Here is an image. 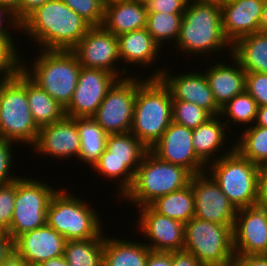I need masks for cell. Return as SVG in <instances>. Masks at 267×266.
Masks as SVG:
<instances>
[{
	"mask_svg": "<svg viewBox=\"0 0 267 266\" xmlns=\"http://www.w3.org/2000/svg\"><path fill=\"white\" fill-rule=\"evenodd\" d=\"M91 27L62 0H50L21 23V33L42 50H72Z\"/></svg>",
	"mask_w": 267,
	"mask_h": 266,
	"instance_id": "cell-1",
	"label": "cell"
},
{
	"mask_svg": "<svg viewBox=\"0 0 267 266\" xmlns=\"http://www.w3.org/2000/svg\"><path fill=\"white\" fill-rule=\"evenodd\" d=\"M176 44L179 51L193 57L206 53L211 55L223 48H229L231 53L232 44L223 32L221 7L188 0Z\"/></svg>",
	"mask_w": 267,
	"mask_h": 266,
	"instance_id": "cell-2",
	"label": "cell"
},
{
	"mask_svg": "<svg viewBox=\"0 0 267 266\" xmlns=\"http://www.w3.org/2000/svg\"><path fill=\"white\" fill-rule=\"evenodd\" d=\"M172 123V96L160 78H145L137 87L130 132L150 149Z\"/></svg>",
	"mask_w": 267,
	"mask_h": 266,
	"instance_id": "cell-3",
	"label": "cell"
},
{
	"mask_svg": "<svg viewBox=\"0 0 267 266\" xmlns=\"http://www.w3.org/2000/svg\"><path fill=\"white\" fill-rule=\"evenodd\" d=\"M31 67L23 65L22 71L44 89L62 107L72 100L78 83L81 65L72 50H40ZM32 69V70H31Z\"/></svg>",
	"mask_w": 267,
	"mask_h": 266,
	"instance_id": "cell-4",
	"label": "cell"
},
{
	"mask_svg": "<svg viewBox=\"0 0 267 266\" xmlns=\"http://www.w3.org/2000/svg\"><path fill=\"white\" fill-rule=\"evenodd\" d=\"M192 176L186 168L163 161L148 150L135 173L131 188L121 199L131 201L138 208L149 205L160 196L188 186Z\"/></svg>",
	"mask_w": 267,
	"mask_h": 266,
	"instance_id": "cell-5",
	"label": "cell"
},
{
	"mask_svg": "<svg viewBox=\"0 0 267 266\" xmlns=\"http://www.w3.org/2000/svg\"><path fill=\"white\" fill-rule=\"evenodd\" d=\"M38 133L27 99L26 74L21 69L14 77L0 80V137L32 147Z\"/></svg>",
	"mask_w": 267,
	"mask_h": 266,
	"instance_id": "cell-6",
	"label": "cell"
},
{
	"mask_svg": "<svg viewBox=\"0 0 267 266\" xmlns=\"http://www.w3.org/2000/svg\"><path fill=\"white\" fill-rule=\"evenodd\" d=\"M211 163L207 165L209 169L206 168V171L237 210L256 205L259 165L243 157L234 144L228 152L222 156L219 154L218 159Z\"/></svg>",
	"mask_w": 267,
	"mask_h": 266,
	"instance_id": "cell-7",
	"label": "cell"
},
{
	"mask_svg": "<svg viewBox=\"0 0 267 266\" xmlns=\"http://www.w3.org/2000/svg\"><path fill=\"white\" fill-rule=\"evenodd\" d=\"M84 199L57 190L47 208L46 224L68 240L97 238L104 230L99 213Z\"/></svg>",
	"mask_w": 267,
	"mask_h": 266,
	"instance_id": "cell-8",
	"label": "cell"
},
{
	"mask_svg": "<svg viewBox=\"0 0 267 266\" xmlns=\"http://www.w3.org/2000/svg\"><path fill=\"white\" fill-rule=\"evenodd\" d=\"M233 227L193 217L185 224L184 250L204 266H232Z\"/></svg>",
	"mask_w": 267,
	"mask_h": 266,
	"instance_id": "cell-9",
	"label": "cell"
},
{
	"mask_svg": "<svg viewBox=\"0 0 267 266\" xmlns=\"http://www.w3.org/2000/svg\"><path fill=\"white\" fill-rule=\"evenodd\" d=\"M148 150L131 132L109 134L106 149L92 168L108 180L118 179L119 195L123 197Z\"/></svg>",
	"mask_w": 267,
	"mask_h": 266,
	"instance_id": "cell-10",
	"label": "cell"
},
{
	"mask_svg": "<svg viewBox=\"0 0 267 266\" xmlns=\"http://www.w3.org/2000/svg\"><path fill=\"white\" fill-rule=\"evenodd\" d=\"M48 185L29 177L16 180L15 207L8 231L13 240L46 224L47 208L57 191Z\"/></svg>",
	"mask_w": 267,
	"mask_h": 266,
	"instance_id": "cell-11",
	"label": "cell"
},
{
	"mask_svg": "<svg viewBox=\"0 0 267 266\" xmlns=\"http://www.w3.org/2000/svg\"><path fill=\"white\" fill-rule=\"evenodd\" d=\"M144 80L135 76L118 79L108 90L92 118L109 134L131 130L137 87Z\"/></svg>",
	"mask_w": 267,
	"mask_h": 266,
	"instance_id": "cell-12",
	"label": "cell"
},
{
	"mask_svg": "<svg viewBox=\"0 0 267 266\" xmlns=\"http://www.w3.org/2000/svg\"><path fill=\"white\" fill-rule=\"evenodd\" d=\"M72 51L82 67L106 70L118 79L129 77L125 76L126 67L121 74L114 65L120 61L118 37L102 25L92 26Z\"/></svg>",
	"mask_w": 267,
	"mask_h": 266,
	"instance_id": "cell-13",
	"label": "cell"
},
{
	"mask_svg": "<svg viewBox=\"0 0 267 266\" xmlns=\"http://www.w3.org/2000/svg\"><path fill=\"white\" fill-rule=\"evenodd\" d=\"M118 78L106 70L81 67L72 100L65 108L70 118L92 117Z\"/></svg>",
	"mask_w": 267,
	"mask_h": 266,
	"instance_id": "cell-14",
	"label": "cell"
},
{
	"mask_svg": "<svg viewBox=\"0 0 267 266\" xmlns=\"http://www.w3.org/2000/svg\"><path fill=\"white\" fill-rule=\"evenodd\" d=\"M190 184L195 217L218 224H235L237 209L208 172L193 175Z\"/></svg>",
	"mask_w": 267,
	"mask_h": 266,
	"instance_id": "cell-15",
	"label": "cell"
},
{
	"mask_svg": "<svg viewBox=\"0 0 267 266\" xmlns=\"http://www.w3.org/2000/svg\"><path fill=\"white\" fill-rule=\"evenodd\" d=\"M167 71L168 69L163 68L160 71L156 69V72L147 78H160L170 90L172 100L191 102L206 110L211 116L220 115L221 108L215 102L204 73L189 71L173 76L171 73L169 75L170 71Z\"/></svg>",
	"mask_w": 267,
	"mask_h": 266,
	"instance_id": "cell-16",
	"label": "cell"
},
{
	"mask_svg": "<svg viewBox=\"0 0 267 266\" xmlns=\"http://www.w3.org/2000/svg\"><path fill=\"white\" fill-rule=\"evenodd\" d=\"M149 150L159 159L182 166L193 175L206 171L207 165L193 149L192 129L181 124L172 122Z\"/></svg>",
	"mask_w": 267,
	"mask_h": 266,
	"instance_id": "cell-17",
	"label": "cell"
},
{
	"mask_svg": "<svg viewBox=\"0 0 267 266\" xmlns=\"http://www.w3.org/2000/svg\"><path fill=\"white\" fill-rule=\"evenodd\" d=\"M235 255H264L267 249V208L258 205L237 210L233 227Z\"/></svg>",
	"mask_w": 267,
	"mask_h": 266,
	"instance_id": "cell-18",
	"label": "cell"
},
{
	"mask_svg": "<svg viewBox=\"0 0 267 266\" xmlns=\"http://www.w3.org/2000/svg\"><path fill=\"white\" fill-rule=\"evenodd\" d=\"M139 208V229L148 237L150 243L146 245L151 251L174 252L184 249L185 224L157 213L149 205Z\"/></svg>",
	"mask_w": 267,
	"mask_h": 266,
	"instance_id": "cell-19",
	"label": "cell"
},
{
	"mask_svg": "<svg viewBox=\"0 0 267 266\" xmlns=\"http://www.w3.org/2000/svg\"><path fill=\"white\" fill-rule=\"evenodd\" d=\"M36 153L54 156L55 159H77L80 156L81 140L77 130V118L65 116L62 120L39 129L33 145Z\"/></svg>",
	"mask_w": 267,
	"mask_h": 266,
	"instance_id": "cell-20",
	"label": "cell"
},
{
	"mask_svg": "<svg viewBox=\"0 0 267 266\" xmlns=\"http://www.w3.org/2000/svg\"><path fill=\"white\" fill-rule=\"evenodd\" d=\"M66 239L45 224L42 227L19 235L14 240V253L29 266L64 255Z\"/></svg>",
	"mask_w": 267,
	"mask_h": 266,
	"instance_id": "cell-21",
	"label": "cell"
},
{
	"mask_svg": "<svg viewBox=\"0 0 267 266\" xmlns=\"http://www.w3.org/2000/svg\"><path fill=\"white\" fill-rule=\"evenodd\" d=\"M264 0H227L221 6L222 26L231 44L259 32Z\"/></svg>",
	"mask_w": 267,
	"mask_h": 266,
	"instance_id": "cell-22",
	"label": "cell"
},
{
	"mask_svg": "<svg viewBox=\"0 0 267 266\" xmlns=\"http://www.w3.org/2000/svg\"><path fill=\"white\" fill-rule=\"evenodd\" d=\"M233 58V64L215 63L205 70L210 89L217 105L221 108L228 101L245 91L246 71ZM236 63V64H235Z\"/></svg>",
	"mask_w": 267,
	"mask_h": 266,
	"instance_id": "cell-23",
	"label": "cell"
},
{
	"mask_svg": "<svg viewBox=\"0 0 267 266\" xmlns=\"http://www.w3.org/2000/svg\"><path fill=\"white\" fill-rule=\"evenodd\" d=\"M148 10L143 0H130L105 8L102 26L119 36L146 28Z\"/></svg>",
	"mask_w": 267,
	"mask_h": 266,
	"instance_id": "cell-24",
	"label": "cell"
},
{
	"mask_svg": "<svg viewBox=\"0 0 267 266\" xmlns=\"http://www.w3.org/2000/svg\"><path fill=\"white\" fill-rule=\"evenodd\" d=\"M118 37L120 62L125 64L148 65L157 62L160 47L146 28L121 34ZM152 62V63H151Z\"/></svg>",
	"mask_w": 267,
	"mask_h": 266,
	"instance_id": "cell-25",
	"label": "cell"
},
{
	"mask_svg": "<svg viewBox=\"0 0 267 266\" xmlns=\"http://www.w3.org/2000/svg\"><path fill=\"white\" fill-rule=\"evenodd\" d=\"M231 55L246 72L267 74V33L257 32L232 44Z\"/></svg>",
	"mask_w": 267,
	"mask_h": 266,
	"instance_id": "cell-26",
	"label": "cell"
},
{
	"mask_svg": "<svg viewBox=\"0 0 267 266\" xmlns=\"http://www.w3.org/2000/svg\"><path fill=\"white\" fill-rule=\"evenodd\" d=\"M223 121V122H222ZM227 128L224 120L220 121L219 115L212 116L205 123L192 129V145L196 155L208 165L217 160L215 153L223 147L226 140L225 129ZM215 155V156H213ZM216 157V158H215ZM215 158V159H214ZM208 162V164H207Z\"/></svg>",
	"mask_w": 267,
	"mask_h": 266,
	"instance_id": "cell-27",
	"label": "cell"
},
{
	"mask_svg": "<svg viewBox=\"0 0 267 266\" xmlns=\"http://www.w3.org/2000/svg\"><path fill=\"white\" fill-rule=\"evenodd\" d=\"M150 248L145 243L105 237L102 266H146Z\"/></svg>",
	"mask_w": 267,
	"mask_h": 266,
	"instance_id": "cell-28",
	"label": "cell"
},
{
	"mask_svg": "<svg viewBox=\"0 0 267 266\" xmlns=\"http://www.w3.org/2000/svg\"><path fill=\"white\" fill-rule=\"evenodd\" d=\"M26 93L32 118L40 129L62 120L65 108L26 75Z\"/></svg>",
	"mask_w": 267,
	"mask_h": 266,
	"instance_id": "cell-29",
	"label": "cell"
},
{
	"mask_svg": "<svg viewBox=\"0 0 267 266\" xmlns=\"http://www.w3.org/2000/svg\"><path fill=\"white\" fill-rule=\"evenodd\" d=\"M149 206L157 213L183 224L195 217V203L191 184L170 194L156 198Z\"/></svg>",
	"mask_w": 267,
	"mask_h": 266,
	"instance_id": "cell-30",
	"label": "cell"
},
{
	"mask_svg": "<svg viewBox=\"0 0 267 266\" xmlns=\"http://www.w3.org/2000/svg\"><path fill=\"white\" fill-rule=\"evenodd\" d=\"M77 130L80 135V160L94 166L106 149L108 134L92 118H77Z\"/></svg>",
	"mask_w": 267,
	"mask_h": 266,
	"instance_id": "cell-31",
	"label": "cell"
},
{
	"mask_svg": "<svg viewBox=\"0 0 267 266\" xmlns=\"http://www.w3.org/2000/svg\"><path fill=\"white\" fill-rule=\"evenodd\" d=\"M86 240H68L64 257L69 266H102L104 235Z\"/></svg>",
	"mask_w": 267,
	"mask_h": 266,
	"instance_id": "cell-32",
	"label": "cell"
},
{
	"mask_svg": "<svg viewBox=\"0 0 267 266\" xmlns=\"http://www.w3.org/2000/svg\"><path fill=\"white\" fill-rule=\"evenodd\" d=\"M243 130L234 148L252 163L267 164V127L252 125Z\"/></svg>",
	"mask_w": 267,
	"mask_h": 266,
	"instance_id": "cell-33",
	"label": "cell"
},
{
	"mask_svg": "<svg viewBox=\"0 0 267 266\" xmlns=\"http://www.w3.org/2000/svg\"><path fill=\"white\" fill-rule=\"evenodd\" d=\"M258 111L257 102L251 97V95L245 90L243 93L238 94L233 99L228 101L221 107L220 115L221 119L225 116V123L227 130L229 131V125L232 123H240L249 126L248 124H254ZM231 120V121H230Z\"/></svg>",
	"mask_w": 267,
	"mask_h": 266,
	"instance_id": "cell-34",
	"label": "cell"
},
{
	"mask_svg": "<svg viewBox=\"0 0 267 266\" xmlns=\"http://www.w3.org/2000/svg\"><path fill=\"white\" fill-rule=\"evenodd\" d=\"M183 14H169L159 12H148L146 29L155 40L163 47L166 41L177 42L180 34Z\"/></svg>",
	"mask_w": 267,
	"mask_h": 266,
	"instance_id": "cell-35",
	"label": "cell"
},
{
	"mask_svg": "<svg viewBox=\"0 0 267 266\" xmlns=\"http://www.w3.org/2000/svg\"><path fill=\"white\" fill-rule=\"evenodd\" d=\"M212 116L196 104L182 100H172V122L194 129Z\"/></svg>",
	"mask_w": 267,
	"mask_h": 266,
	"instance_id": "cell-36",
	"label": "cell"
},
{
	"mask_svg": "<svg viewBox=\"0 0 267 266\" xmlns=\"http://www.w3.org/2000/svg\"><path fill=\"white\" fill-rule=\"evenodd\" d=\"M17 45L0 36V80L14 77L21 70V60ZM20 58V59H19Z\"/></svg>",
	"mask_w": 267,
	"mask_h": 266,
	"instance_id": "cell-37",
	"label": "cell"
},
{
	"mask_svg": "<svg viewBox=\"0 0 267 266\" xmlns=\"http://www.w3.org/2000/svg\"><path fill=\"white\" fill-rule=\"evenodd\" d=\"M67 6L88 21L92 26H101L105 8L102 0H62Z\"/></svg>",
	"mask_w": 267,
	"mask_h": 266,
	"instance_id": "cell-38",
	"label": "cell"
},
{
	"mask_svg": "<svg viewBox=\"0 0 267 266\" xmlns=\"http://www.w3.org/2000/svg\"><path fill=\"white\" fill-rule=\"evenodd\" d=\"M16 181L0 185V229L9 231L15 207Z\"/></svg>",
	"mask_w": 267,
	"mask_h": 266,
	"instance_id": "cell-39",
	"label": "cell"
},
{
	"mask_svg": "<svg viewBox=\"0 0 267 266\" xmlns=\"http://www.w3.org/2000/svg\"><path fill=\"white\" fill-rule=\"evenodd\" d=\"M245 90L257 102L258 106L267 105V74L246 72Z\"/></svg>",
	"mask_w": 267,
	"mask_h": 266,
	"instance_id": "cell-40",
	"label": "cell"
},
{
	"mask_svg": "<svg viewBox=\"0 0 267 266\" xmlns=\"http://www.w3.org/2000/svg\"><path fill=\"white\" fill-rule=\"evenodd\" d=\"M11 144L15 143L12 140L0 137V185L10 184L19 178L15 174L12 176V173H10L12 171L10 168H13L12 161L14 158L11 148L13 145Z\"/></svg>",
	"mask_w": 267,
	"mask_h": 266,
	"instance_id": "cell-41",
	"label": "cell"
},
{
	"mask_svg": "<svg viewBox=\"0 0 267 266\" xmlns=\"http://www.w3.org/2000/svg\"><path fill=\"white\" fill-rule=\"evenodd\" d=\"M188 0H145L148 12L183 14Z\"/></svg>",
	"mask_w": 267,
	"mask_h": 266,
	"instance_id": "cell-42",
	"label": "cell"
},
{
	"mask_svg": "<svg viewBox=\"0 0 267 266\" xmlns=\"http://www.w3.org/2000/svg\"><path fill=\"white\" fill-rule=\"evenodd\" d=\"M4 25L8 27H10V25H13L11 27L14 28V30L19 29L18 31H21V23L17 20L15 13L8 6L0 4V36L6 37L12 43L15 42L12 39L13 37H11L13 35L10 34V31L13 30L9 29L8 31L7 27Z\"/></svg>",
	"mask_w": 267,
	"mask_h": 266,
	"instance_id": "cell-43",
	"label": "cell"
},
{
	"mask_svg": "<svg viewBox=\"0 0 267 266\" xmlns=\"http://www.w3.org/2000/svg\"><path fill=\"white\" fill-rule=\"evenodd\" d=\"M256 205L267 208V164L259 165L258 198Z\"/></svg>",
	"mask_w": 267,
	"mask_h": 266,
	"instance_id": "cell-44",
	"label": "cell"
},
{
	"mask_svg": "<svg viewBox=\"0 0 267 266\" xmlns=\"http://www.w3.org/2000/svg\"><path fill=\"white\" fill-rule=\"evenodd\" d=\"M172 266H204L192 253L186 250L172 252Z\"/></svg>",
	"mask_w": 267,
	"mask_h": 266,
	"instance_id": "cell-45",
	"label": "cell"
},
{
	"mask_svg": "<svg viewBox=\"0 0 267 266\" xmlns=\"http://www.w3.org/2000/svg\"><path fill=\"white\" fill-rule=\"evenodd\" d=\"M14 254V240L8 231L0 229V265Z\"/></svg>",
	"mask_w": 267,
	"mask_h": 266,
	"instance_id": "cell-46",
	"label": "cell"
},
{
	"mask_svg": "<svg viewBox=\"0 0 267 266\" xmlns=\"http://www.w3.org/2000/svg\"><path fill=\"white\" fill-rule=\"evenodd\" d=\"M232 266H267V256L235 255Z\"/></svg>",
	"mask_w": 267,
	"mask_h": 266,
	"instance_id": "cell-47",
	"label": "cell"
},
{
	"mask_svg": "<svg viewBox=\"0 0 267 266\" xmlns=\"http://www.w3.org/2000/svg\"><path fill=\"white\" fill-rule=\"evenodd\" d=\"M146 266H172V252L150 251Z\"/></svg>",
	"mask_w": 267,
	"mask_h": 266,
	"instance_id": "cell-48",
	"label": "cell"
},
{
	"mask_svg": "<svg viewBox=\"0 0 267 266\" xmlns=\"http://www.w3.org/2000/svg\"><path fill=\"white\" fill-rule=\"evenodd\" d=\"M47 1L50 0H20V23Z\"/></svg>",
	"mask_w": 267,
	"mask_h": 266,
	"instance_id": "cell-49",
	"label": "cell"
},
{
	"mask_svg": "<svg viewBox=\"0 0 267 266\" xmlns=\"http://www.w3.org/2000/svg\"><path fill=\"white\" fill-rule=\"evenodd\" d=\"M255 124L257 126L267 127V105L258 106V111L255 119Z\"/></svg>",
	"mask_w": 267,
	"mask_h": 266,
	"instance_id": "cell-50",
	"label": "cell"
},
{
	"mask_svg": "<svg viewBox=\"0 0 267 266\" xmlns=\"http://www.w3.org/2000/svg\"><path fill=\"white\" fill-rule=\"evenodd\" d=\"M0 4L8 6L20 22V0H0Z\"/></svg>",
	"mask_w": 267,
	"mask_h": 266,
	"instance_id": "cell-51",
	"label": "cell"
},
{
	"mask_svg": "<svg viewBox=\"0 0 267 266\" xmlns=\"http://www.w3.org/2000/svg\"><path fill=\"white\" fill-rule=\"evenodd\" d=\"M0 266H29V265L21 257H18L14 253Z\"/></svg>",
	"mask_w": 267,
	"mask_h": 266,
	"instance_id": "cell-52",
	"label": "cell"
},
{
	"mask_svg": "<svg viewBox=\"0 0 267 266\" xmlns=\"http://www.w3.org/2000/svg\"><path fill=\"white\" fill-rule=\"evenodd\" d=\"M39 266H69V264L63 255L61 257L51 258L41 263Z\"/></svg>",
	"mask_w": 267,
	"mask_h": 266,
	"instance_id": "cell-53",
	"label": "cell"
},
{
	"mask_svg": "<svg viewBox=\"0 0 267 266\" xmlns=\"http://www.w3.org/2000/svg\"><path fill=\"white\" fill-rule=\"evenodd\" d=\"M259 31L267 33V0H264L262 17L259 24Z\"/></svg>",
	"mask_w": 267,
	"mask_h": 266,
	"instance_id": "cell-54",
	"label": "cell"
},
{
	"mask_svg": "<svg viewBox=\"0 0 267 266\" xmlns=\"http://www.w3.org/2000/svg\"><path fill=\"white\" fill-rule=\"evenodd\" d=\"M197 3L212 4L221 7L227 0H189Z\"/></svg>",
	"mask_w": 267,
	"mask_h": 266,
	"instance_id": "cell-55",
	"label": "cell"
},
{
	"mask_svg": "<svg viewBox=\"0 0 267 266\" xmlns=\"http://www.w3.org/2000/svg\"><path fill=\"white\" fill-rule=\"evenodd\" d=\"M127 1H130V0H102V4H103V7L106 8L110 5L127 2Z\"/></svg>",
	"mask_w": 267,
	"mask_h": 266,
	"instance_id": "cell-56",
	"label": "cell"
}]
</instances>
